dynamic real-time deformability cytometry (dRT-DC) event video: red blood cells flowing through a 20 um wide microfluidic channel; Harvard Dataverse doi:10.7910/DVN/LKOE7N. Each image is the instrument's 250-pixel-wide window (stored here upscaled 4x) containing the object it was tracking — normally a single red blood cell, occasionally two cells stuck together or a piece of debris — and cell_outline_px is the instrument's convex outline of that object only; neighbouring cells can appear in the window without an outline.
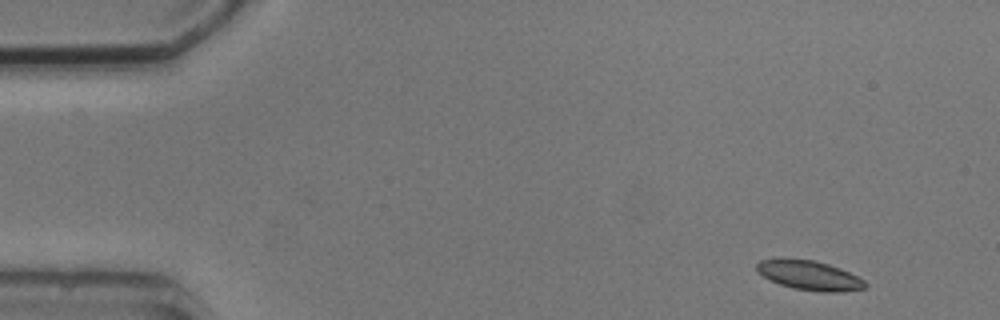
{"species": "common noctule bat (a hibernating species)", "species_latin": "Nyctalus noctula", "temperature_condition": "cold", "stored_images_in_passage": 5, "camera_frame_rate_fps": 3000, "um_per_image_px": 0.085, "animal": {"sex": "male", "body_mass_g": 20.5, "forearm_length_mm": 52.5}, "frame": {"image": 1, "passage_image": 1, "time_ms": 0.0, "image_size_px": [1000, 320], "cell_outline_px": [[868, 284], [864, 288], [844, 292], [820, 292], [792, 288], [780, 284], [756, 272], [756, 264], [760, 260], [812, 260], [828, 264], [840, 268], [864, 280]], "centroid_in_image_um": [68.83, 23.44], "position_along_channel_um": 16.2, "area_um2": 18.21}}
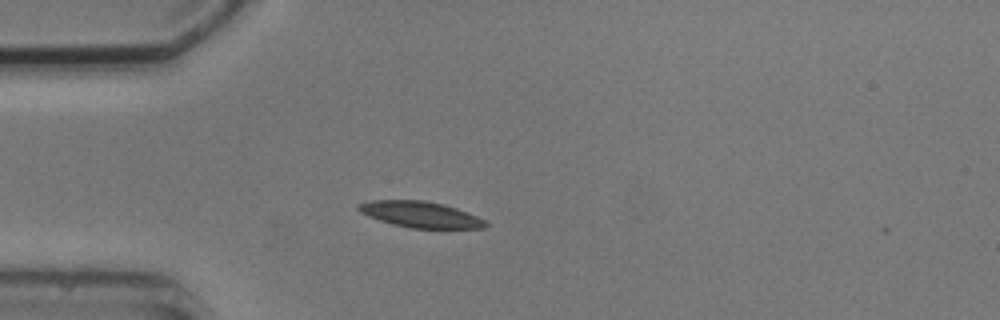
{"frame": {"image": 2, "passage_image": 4, "time_ms": 3.333, "image_size_px": [1000, 320], "cell_outline_px": [[488, 224], [484, 228], [412, 228], [392, 224], [368, 216], [360, 212], [356, 208], [356, 204], [368, 200], [424, 200], [444, 204], [456, 208], [476, 216], [484, 220]], "centroid_in_image_um": [35.68, 18.22], "position_along_channel_um": 49.3, "area_um2": 19.25}}